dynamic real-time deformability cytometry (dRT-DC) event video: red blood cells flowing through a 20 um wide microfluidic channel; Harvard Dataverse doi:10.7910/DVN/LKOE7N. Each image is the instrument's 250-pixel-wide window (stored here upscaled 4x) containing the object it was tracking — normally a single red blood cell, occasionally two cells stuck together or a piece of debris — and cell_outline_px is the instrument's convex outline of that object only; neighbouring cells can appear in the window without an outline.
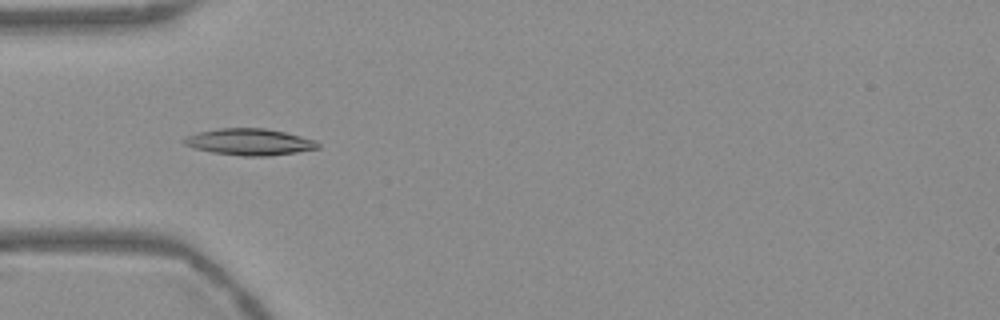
{"species": "Egyptian fruit bat (a non-hibernating species)", "species_latin": "Rousettus aegyptiacus", "temperature_condition": "warm", "stored_images_in_passage": 41, "camera_frame_rate_fps": 3000, "um_per_image_px": 0.085, "frame": {"image": 1, "passage_image": 4, "time_ms": 1.0, "image_size_px": [1000, 320], "cell_outline_px": [[320, 148], [296, 152], [268, 156], [240, 156], [212, 152], [192, 148], [184, 144], [180, 140], [184, 136], [196, 132], [220, 128], [264, 128], [284, 132], [316, 140], [320, 144]], "centroid_in_image_um": [21.15, 12.06], "position_along_channel_um": 63.8, "area_um2": 20.92}}
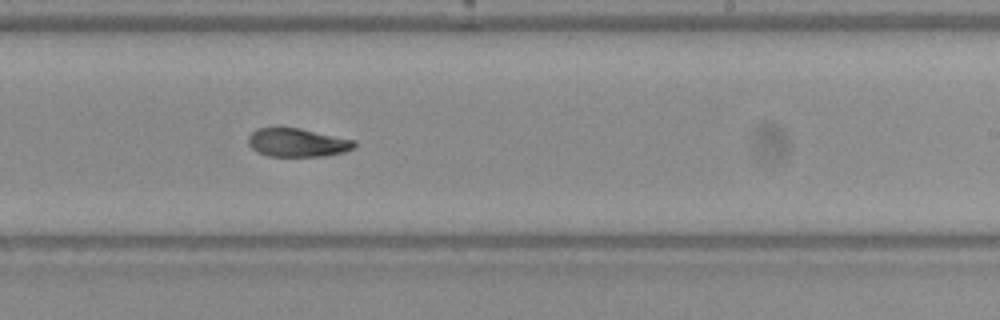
{"frame": {"image": 2, "passage_image": 20, "time_ms": 6.333, "image_size_px": [1000, 320], "cell_outline_px": [[356, 148], [344, 152], [324, 156], [268, 156], [256, 152], [248, 144], [248, 136], [256, 128], [300, 128], [356, 140]], "centroid_in_image_um": [25.29, 12.12], "position_along_channel_um": 263.7, "area_um2": 17.74}}
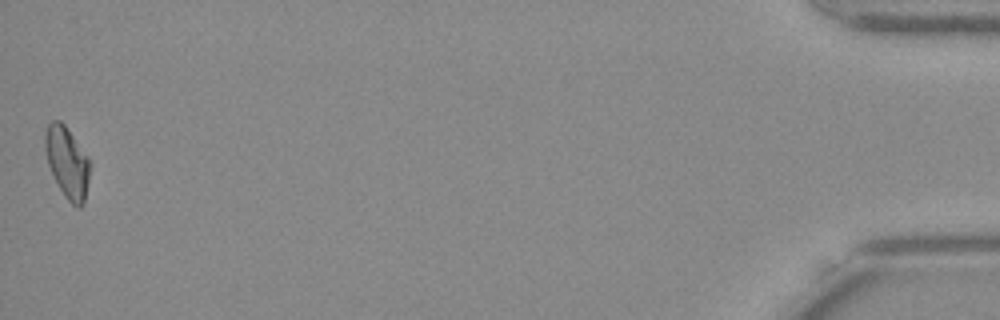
{"frame": {"image": 3, "passage_image": 41, "time_ms": 13.333, "image_size_px": [1000, 320], "cell_outline_px": [[92, 164], [84, 204], [80, 208], [76, 208], [64, 196], [48, 164], [44, 148], [44, 132], [48, 124], [52, 120], [60, 120], [64, 124], [88, 156]], "centroid_in_image_um": [5.73, 13.8], "position_along_channel_um": 429.5, "area_um2": 18.84}, "authors_computed_cell_mechanics": {"area_um2": 18.2648, "velocity_mm_per_s": 3.7564, "shape_relaxation_time_tau1_ms": null, "shape_relaxation_time_tau2_ms": 8.1497, "deformation_change_tau1": null, "deformation_change_tau2": 0.1211}}